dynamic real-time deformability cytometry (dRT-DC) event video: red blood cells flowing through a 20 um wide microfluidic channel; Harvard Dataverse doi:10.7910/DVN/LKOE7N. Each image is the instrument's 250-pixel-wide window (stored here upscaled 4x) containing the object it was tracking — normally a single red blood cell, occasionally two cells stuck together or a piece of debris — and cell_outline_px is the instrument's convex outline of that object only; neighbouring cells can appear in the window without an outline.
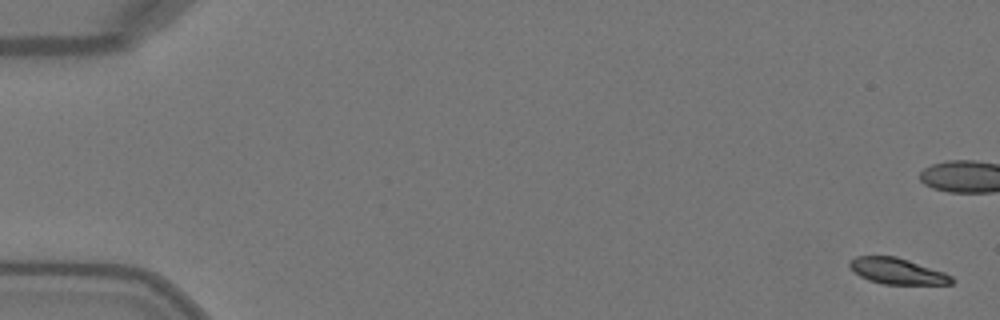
{"species": "Egyptian fruit bat (a non-hibernating species)", "species_latin": "Rousettus aegyptiacus", "temperature_condition": "warm", "stored_images_in_passage": 51, "camera_frame_rate_fps": 3000, "um_per_image_px": 0.085, "animal": {"sex": "female"}, "frame": {"image": 1, "passage_image": 1, "time_ms": 0.0, "image_size_px": [1000, 320], "cell_outline_px": [[956, 280], [952, 284], [884, 284], [868, 280], [852, 272], [848, 264], [848, 260], [856, 256], [896, 256], [944, 272], [952, 276]], "centroid_in_image_um": [76.24, 23.04], "position_along_channel_um": 8.8, "area_um2": 15.61}, "authors_computed_cell_mechanics": {"area_um2": 17.8602, "velocity_mm_per_s": 4.076, "shape_relaxation_time_tau1_ms": 2.9336, "shape_relaxation_time_tau2_ms": null, "deformation_change_tau1": 0.1408, "deformation_change_tau2": null}}